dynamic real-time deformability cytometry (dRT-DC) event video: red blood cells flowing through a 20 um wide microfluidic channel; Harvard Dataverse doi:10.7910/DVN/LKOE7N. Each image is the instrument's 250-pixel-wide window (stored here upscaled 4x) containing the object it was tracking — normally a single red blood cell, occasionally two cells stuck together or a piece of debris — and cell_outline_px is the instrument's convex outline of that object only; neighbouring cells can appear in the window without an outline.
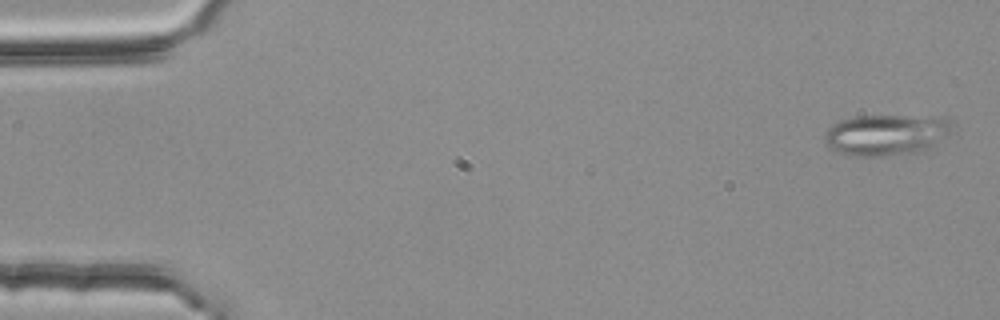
{"species": "common noctule bat (a hibernating species)", "species_latin": "Nyctalus noctula", "temperature_condition": "room temperature", "stored_images_in_passage": 11, "camera_frame_rate_fps": 3000, "um_per_image_px": 0.085, "animal": {"sex": "female", "body_mass_g": 25.1}, "frame": {"image": 1, "passage_image": 2, "time_ms": 0.333, "image_size_px": [1000, 320], "cell_outline_px": [[952, 132], [924, 148], [912, 152], [892, 156], [852, 156], [836, 152], [824, 140], [824, 132], [832, 124], [840, 120], [856, 116], [900, 116], [948, 120]], "centroid_in_image_um": [75.17, 11.47], "position_along_channel_um": 9.8, "area_um2": 29.59}}